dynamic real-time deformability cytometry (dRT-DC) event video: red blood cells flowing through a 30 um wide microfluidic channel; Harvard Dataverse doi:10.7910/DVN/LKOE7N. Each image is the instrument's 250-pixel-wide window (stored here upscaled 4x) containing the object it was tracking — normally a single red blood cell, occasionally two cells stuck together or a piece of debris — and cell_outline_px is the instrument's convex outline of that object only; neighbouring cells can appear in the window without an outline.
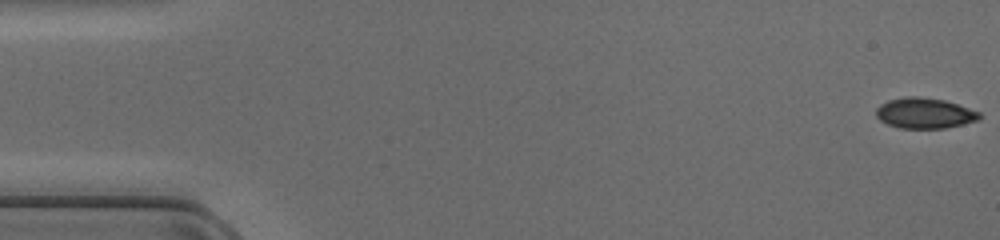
{"species": "common noctule bat (a hibernating species)", "species_latin": "Nyctalus noctula", "temperature_condition": "cold", "stored_images_in_passage": 42, "camera_frame_rate_fps": 3000, "um_per_image_px": 0.085, "animal": {"sex": "female", "body_mass_g": 17.0, "forearm_length_mm": 48.0}, "frame": {"image": 1, "passage_image": 1, "time_ms": 0.0, "image_size_px": [1000, 240], "cell_outline_px": [[984, 116], [980, 120], [964, 124], [944, 128], [900, 128], [888, 124], [880, 120], [876, 116], [876, 108], [880, 104], [888, 100], [904, 96], [920, 96], [944, 100], [980, 112]], "centroid_in_image_um": [78.61, 9.61], "position_along_channel_um": 6.4, "area_um2": 18.55}}
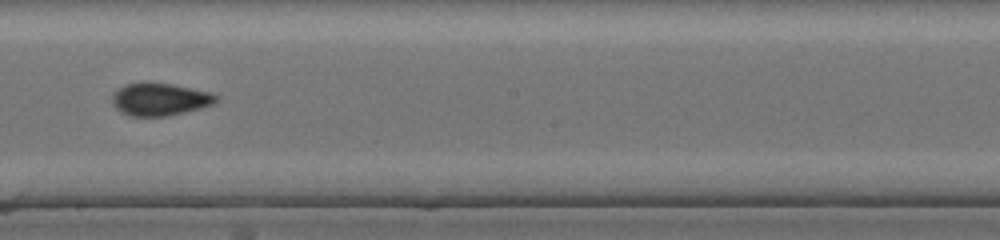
{"frame": {"image": 2, "passage_image": 27, "time_ms": 8.667, "image_size_px": [1000, 240], "cell_outline_px": [[220, 96], [212, 104], [200, 108], [168, 116], [132, 116], [120, 112], [112, 104], [112, 96], [124, 84], [148, 80], [172, 84], [212, 92]], "centroid_in_image_um": [13.58, 8.41], "position_along_channel_um": 234.6, "area_um2": 20.06}}
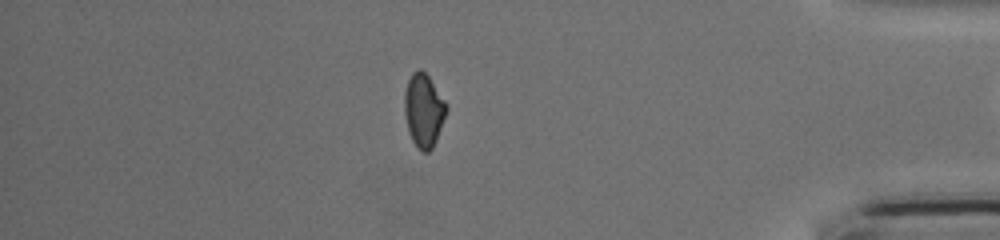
{"frame": {"image": 3, "passage_image": 41, "time_ms": 13.333, "image_size_px": [1000, 240], "cell_outline_px": [[448, 108], [436, 140], [432, 148], [428, 152], [420, 152], [416, 148], [408, 132], [404, 112], [404, 92], [408, 80], [412, 72], [416, 68], [420, 68], [428, 76], [448, 104]], "centroid_in_image_um": [36.0, 9.38], "position_along_channel_um": 399.2, "area_um2": 18.15}}